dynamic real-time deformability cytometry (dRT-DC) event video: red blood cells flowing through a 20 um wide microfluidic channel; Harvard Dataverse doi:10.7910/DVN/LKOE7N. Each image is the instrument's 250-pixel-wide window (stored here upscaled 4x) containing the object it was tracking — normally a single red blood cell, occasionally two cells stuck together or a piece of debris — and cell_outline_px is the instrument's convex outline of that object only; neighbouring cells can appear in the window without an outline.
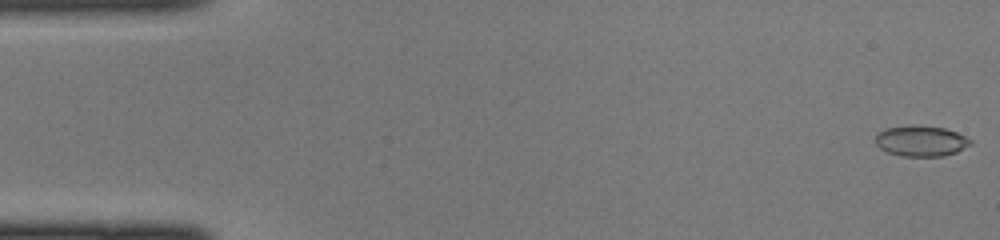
{"species": "common noctule bat (a hibernating species)", "species_latin": "Nyctalus noctula", "temperature_condition": "cold", "stored_images_in_passage": 45, "camera_frame_rate_fps": 3000, "um_per_image_px": 0.085, "animal": {"sex": "female", "body_mass_g": 22.0, "forearm_length_mm": 56.7}, "frame": {"image": 1, "passage_image": 1, "time_ms": 0.0, "image_size_px": [1000, 240], "cell_outline_px": [[972, 144], [956, 152], [944, 156], [900, 156], [888, 152], [880, 148], [876, 144], [876, 136], [884, 128], [912, 124], [944, 128], [956, 132], [972, 140]], "centroid_in_image_um": [78.28, 11.97], "position_along_channel_um": 6.7, "area_um2": 17.05}}
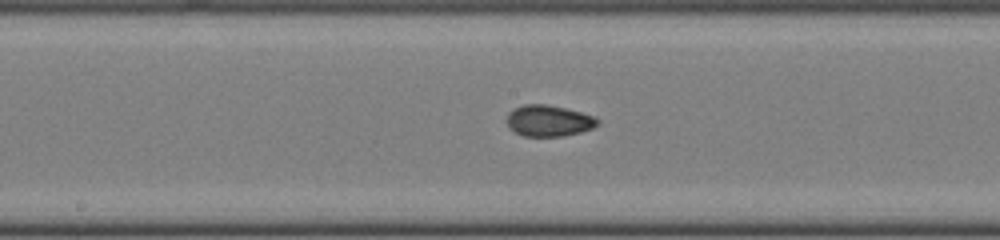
{"frame": {"image": 2, "passage_image": 23, "time_ms": 7.333, "image_size_px": [1000, 240], "cell_outline_px": [[600, 124], [592, 128], [580, 132], [564, 136], [524, 136], [508, 128], [504, 120], [508, 112], [512, 108], [524, 104], [548, 104], [596, 116], [600, 120]], "centroid_in_image_um": [46.61, 10.25], "position_along_channel_um": 201.6, "area_um2": 16.88}}
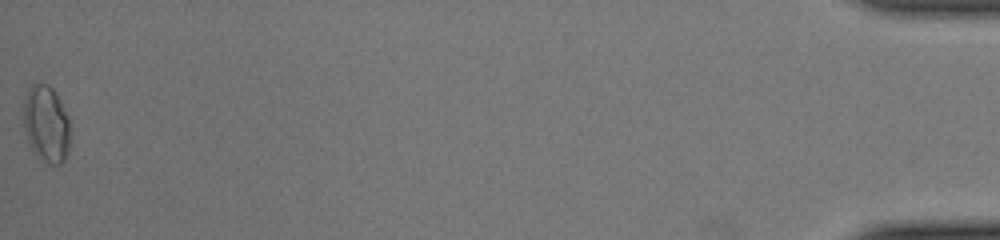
{"frame": {"image": 3, "passage_image": 45, "time_ms": 14.667, "image_size_px": [1000, 240], "cell_outline_px": [[68, 152], [64, 160], [60, 164], [48, 164], [40, 160], [36, 156], [28, 140], [24, 128], [24, 100], [28, 88], [32, 84], [48, 84], [56, 92], [68, 116]], "centroid_in_image_um": [3.92, 10.54], "position_along_channel_um": 431.3, "area_um2": 20.75}}